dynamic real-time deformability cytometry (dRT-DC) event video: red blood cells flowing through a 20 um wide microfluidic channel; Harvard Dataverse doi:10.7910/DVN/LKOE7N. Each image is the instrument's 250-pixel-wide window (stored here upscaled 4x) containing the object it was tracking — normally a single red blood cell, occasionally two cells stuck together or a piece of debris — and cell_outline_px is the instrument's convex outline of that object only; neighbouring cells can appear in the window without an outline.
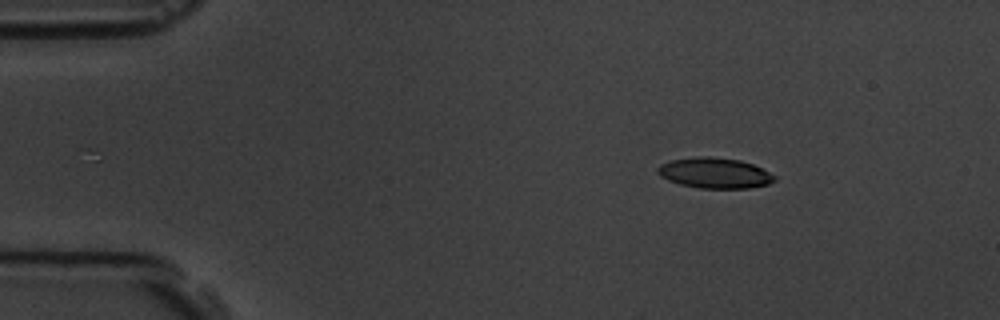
{"species": "common noctule bat (a hibernating species)", "species_latin": "Nyctalus noctula", "temperature_condition": "room temperature", "stored_images_in_passage": 4, "camera_frame_rate_fps": 3000, "um_per_image_px": 0.085, "animal": {"sex": "male", "body_mass_g": 19.5, "forearm_length_mm": 54.6}, "frame": {"image": 1, "passage_image": 1, "time_ms": 0.0, "image_size_px": [1000, 320], "cell_outline_px": [[776, 180], [768, 184], [748, 188], [700, 188], [680, 184], [668, 180], [660, 176], [656, 172], [656, 168], [660, 164], [672, 160], [696, 156], [708, 156], [740, 160], [752, 164], [776, 176]], "centroid_in_image_um": [60.71, 14.7], "position_along_channel_um": 24.3, "area_um2": 20.75}}
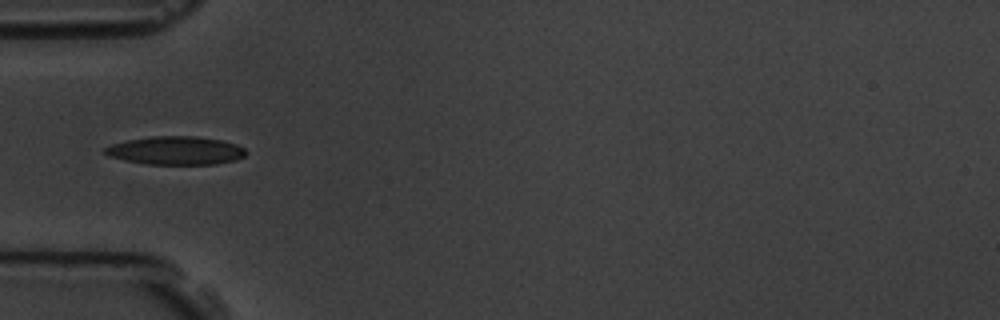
{"frame": {"image": 2, "passage_image": 4, "time_ms": 3.333, "image_size_px": [1000, 320], "cell_outline_px": [[248, 152], [244, 156], [236, 160], [216, 164], [148, 164], [124, 160], [108, 156], [104, 152], [104, 148], [112, 144], [128, 140], [152, 136], [196, 136], [220, 140], [236, 144], [244, 148]], "centroid_in_image_um": [14.95, 12.8], "position_along_channel_um": 70.0, "area_um2": 23.24}}